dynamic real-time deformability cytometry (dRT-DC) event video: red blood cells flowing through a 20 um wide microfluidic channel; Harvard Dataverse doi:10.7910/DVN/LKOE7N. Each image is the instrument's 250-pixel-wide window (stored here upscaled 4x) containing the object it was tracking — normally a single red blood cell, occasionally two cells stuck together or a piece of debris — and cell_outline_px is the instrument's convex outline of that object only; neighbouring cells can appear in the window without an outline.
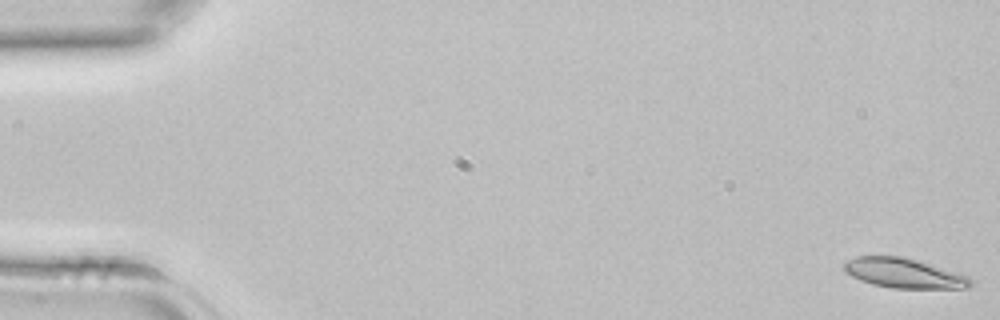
{"species": "common noctule bat (a hibernating species)", "species_latin": "Nyctalus noctula", "temperature_condition": "room temperature", "stored_images_in_passage": 43, "camera_frame_rate_fps": 3000, "um_per_image_px": 0.085, "animal": {"sex": "female", "body_mass_g": 22.7, "forearm_length_mm": 54.2}, "frame": {"image": 1, "passage_image": 1, "time_ms": 0.0, "image_size_px": [1000, 320], "cell_outline_px": [[972, 284], [968, 288], [892, 288], [872, 284], [860, 280], [844, 272], [844, 264], [848, 260], [856, 256], [904, 256], [920, 260], [968, 276], [972, 280]], "centroid_in_image_um": [76.83, 23.21], "position_along_channel_um": 8.2, "area_um2": 22.02}}
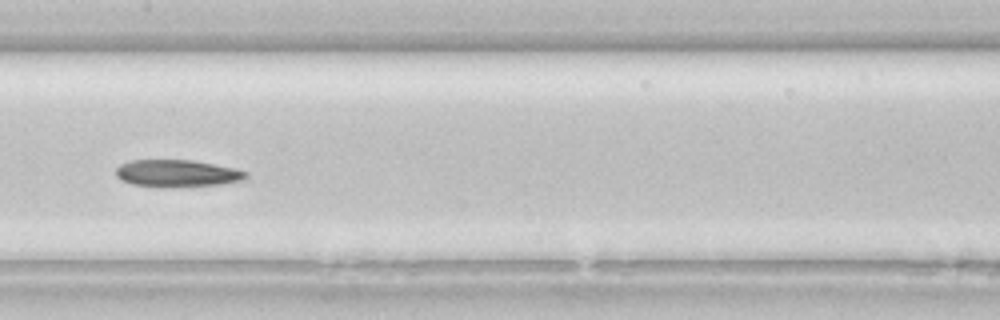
{"frame": {"image": 2, "passage_image": 22, "time_ms": 7.0, "image_size_px": [1000, 320], "cell_outline_px": [[248, 176], [244, 180], [220, 184], [160, 188], [132, 184], [120, 180], [116, 176], [116, 168], [120, 164], [128, 160], [192, 160], [232, 168], [248, 172]], "centroid_in_image_um": [15.0, 14.74], "position_along_channel_um": 192.4, "area_um2": 20.69}}
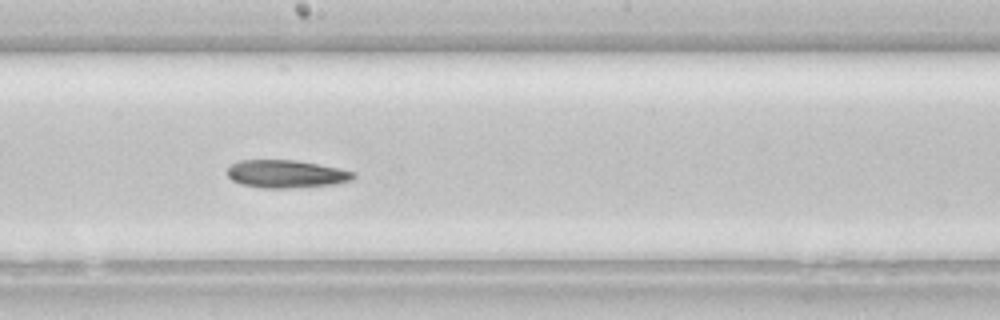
{"frame": {"image": 3, "passage_image": 24, "time_ms": 7.667, "image_size_px": [1000, 320], "cell_outline_px": [[356, 176], [352, 180], [336, 184], [288, 188], [264, 188], [240, 184], [232, 180], [228, 176], [228, 168], [232, 164], [240, 160], [296, 160], [356, 172]], "centroid_in_image_um": [24.33, 14.79], "position_along_channel_um": 223.9, "area_um2": 20.35}}